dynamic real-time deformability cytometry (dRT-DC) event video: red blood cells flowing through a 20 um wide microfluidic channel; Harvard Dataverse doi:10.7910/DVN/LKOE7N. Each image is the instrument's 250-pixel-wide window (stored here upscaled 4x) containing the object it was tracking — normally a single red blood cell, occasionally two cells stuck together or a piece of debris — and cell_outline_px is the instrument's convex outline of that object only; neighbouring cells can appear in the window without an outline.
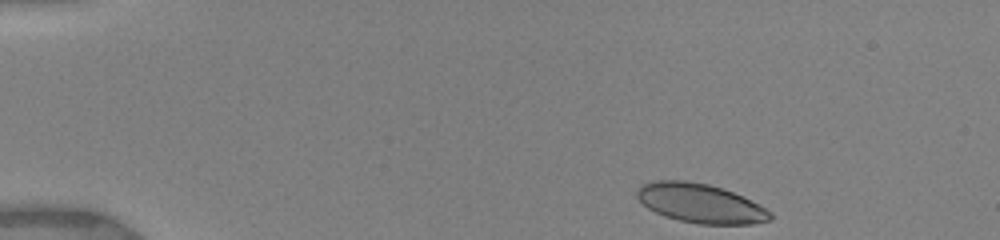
{"species": "human", "species_latin": "Homo sapiens", "temperature_condition": "warm", "stored_images_in_passage": 17, "camera_frame_rate_fps": 3000, "um_per_image_px": 0.085, "donor": {"sex": "female"}, "frame": {"image": 1, "passage_image": 1, "time_ms": 0.0, "image_size_px": [1000, 240], "cell_outline_px": [[772, 220], [752, 224], [696, 224], [664, 216], [648, 208], [636, 196], [636, 192], [640, 184], [656, 180], [684, 180], [708, 184], [732, 192], [772, 212]], "centroid_in_image_um": [59.49, 17.28], "position_along_channel_um": 25.5, "area_um2": 30.17}}
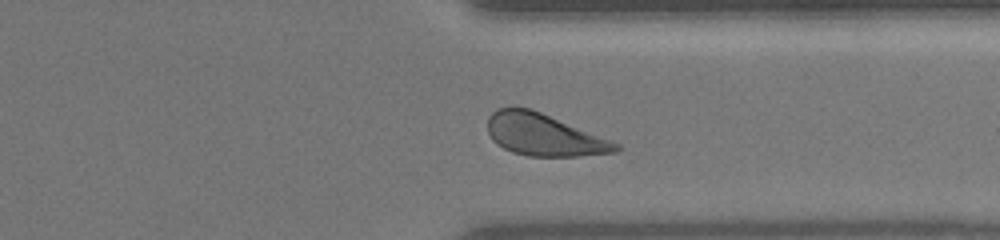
{"frame": {"image": 2, "passage_image": 13, "time_ms": 11.0, "image_size_px": [1000, 240], "cell_outline_px": [[624, 148], [616, 152], [576, 156], [528, 156], [512, 152], [496, 144], [492, 140], [488, 132], [488, 116], [496, 108], [532, 108], [612, 140], [620, 144]], "centroid_in_image_um": [46.25, 11.46], "position_along_channel_um": 365.1, "area_um2": 31.56}}
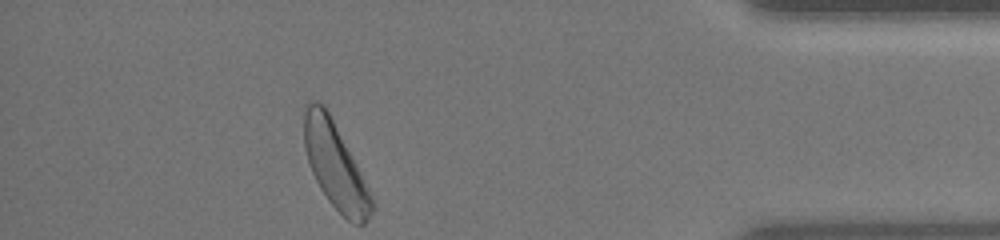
{"frame": {"image": 3, "passage_image": 17, "time_ms": 13.0, "image_size_px": [1000, 240], "cell_outline_px": [[376, 208], [364, 224], [352, 224], [328, 200], [320, 188], [312, 172], [304, 148], [304, 104], [308, 100], [316, 100], [324, 104], [356, 164], [372, 196]], "centroid_in_image_um": [28.48, 14.07], "position_along_channel_um": 406.7, "area_um2": 33.52}, "authors_computed_cell_mechanics": {"area_um2": 31.5588, "velocity_mm_per_s": 3.9323, "shape_relaxation_time_tau1_ms": 1.3492, "shape_relaxation_time_tau2_ms": null, "deformation_change_tau1": 0.0762, "deformation_change_tau2": null}}